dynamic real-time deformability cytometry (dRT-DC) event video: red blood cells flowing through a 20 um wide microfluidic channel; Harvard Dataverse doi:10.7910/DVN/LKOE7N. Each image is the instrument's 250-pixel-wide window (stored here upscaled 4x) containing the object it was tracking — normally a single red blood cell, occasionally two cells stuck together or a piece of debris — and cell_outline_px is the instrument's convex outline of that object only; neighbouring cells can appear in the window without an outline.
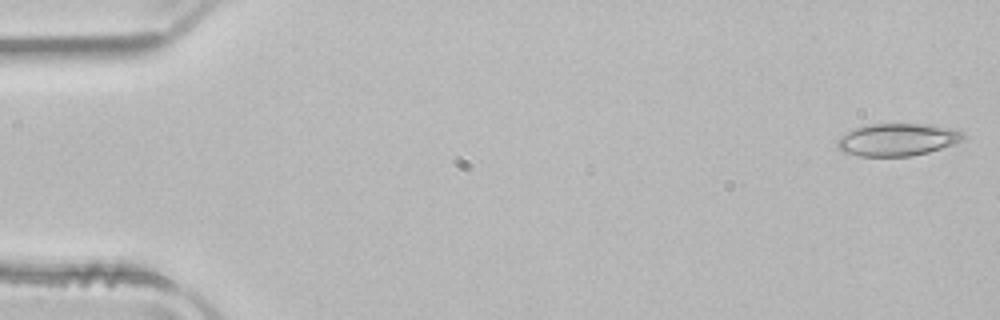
{"species": "common noctule bat (a hibernating species)", "species_latin": "Nyctalus noctula", "temperature_condition": "room temperature", "stored_images_in_passage": 50, "camera_frame_rate_fps": 3000, "um_per_image_px": 0.085, "animal": {"sex": "male", "body_mass_g": 21.5, "forearm_length_mm": 52.0}, "frame": {"image": 1, "passage_image": 1, "time_ms": 0.0, "image_size_px": [1000, 320], "cell_outline_px": [[968, 136], [964, 140], [956, 144], [928, 152], [912, 156], [860, 156], [844, 152], [836, 148], [836, 140], [840, 136], [856, 128], [868, 124], [932, 124], [956, 128], [964, 132]], "centroid_in_image_um": [76.35, 11.86], "position_along_channel_um": 8.6, "area_um2": 24.28}}
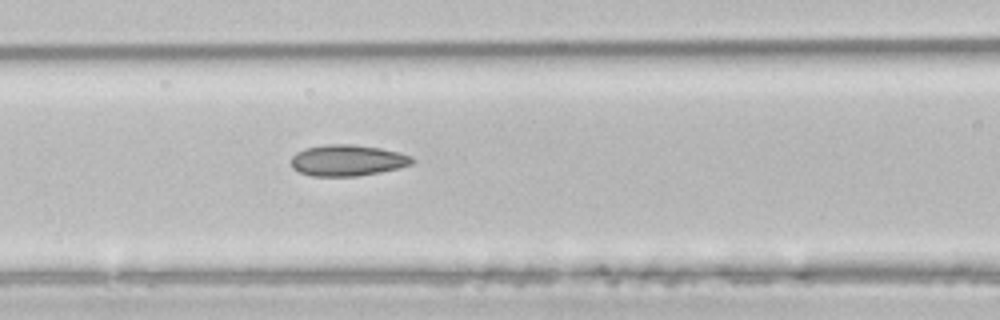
{"frame": {"image": 2, "passage_image": 21, "time_ms": 6.667, "image_size_px": [1000, 320], "cell_outline_px": [[416, 160], [412, 164], [380, 172], [356, 176], [312, 176], [300, 172], [292, 168], [292, 156], [296, 152], [304, 148], [324, 144], [352, 144], [380, 148], [400, 152], [412, 156]], "centroid_in_image_um": [29.54, 13.62], "position_along_channel_um": 137.1, "area_um2": 22.08}}
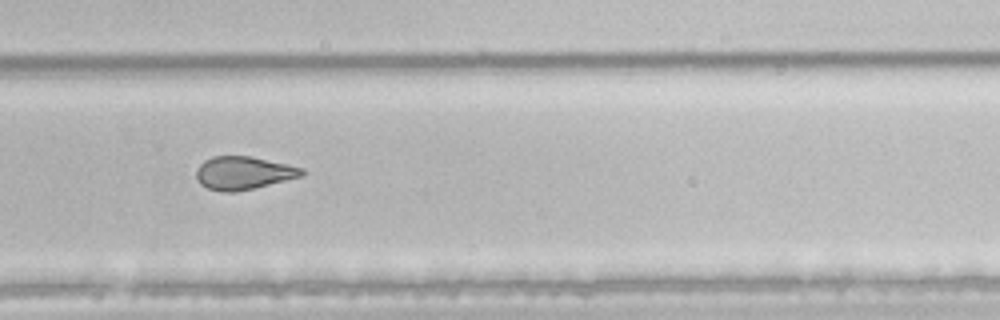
{"frame": {"image": 3, "passage_image": 34, "time_ms": 11.0, "image_size_px": [1000, 320], "cell_outline_px": [[308, 172], [304, 176], [236, 192], [220, 192], [208, 188], [200, 184], [196, 180], [196, 168], [204, 160], [212, 156], [248, 156], [288, 164], [304, 168]], "centroid_in_image_um": [20.7, 14.7], "position_along_channel_um": 309.1, "area_um2": 20.58}, "authors_computed_cell_mechanics": {"area_um2": 22.5998, "velocity_mm_per_s": 3.9845, "shape_relaxation_time_tau1_ms": 6.3763, "shape_relaxation_time_tau2_ms": 3.0626, "deformation_change_tau1": 0.1457, "deformation_change_tau2": 0.0964}}